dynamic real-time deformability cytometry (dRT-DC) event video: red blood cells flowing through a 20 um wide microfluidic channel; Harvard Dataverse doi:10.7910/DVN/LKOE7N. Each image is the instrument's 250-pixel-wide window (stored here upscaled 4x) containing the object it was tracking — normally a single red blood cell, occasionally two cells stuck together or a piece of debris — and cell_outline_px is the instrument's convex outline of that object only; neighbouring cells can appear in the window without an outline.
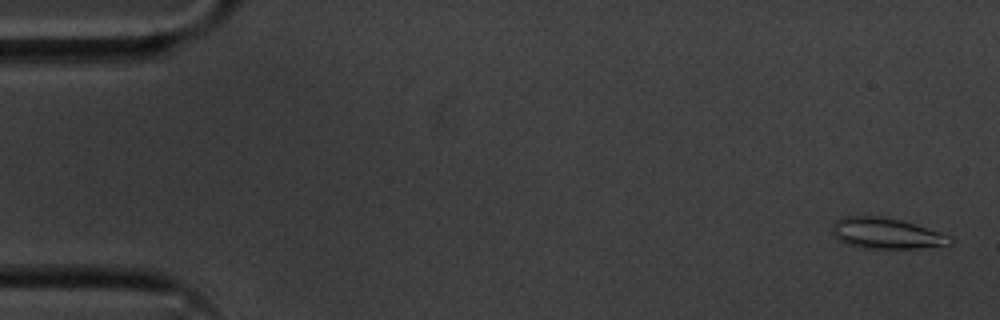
{"species": "common noctule bat (a hibernating species)", "species_latin": "Nyctalus noctula", "temperature_condition": "cold", "stored_images_in_passage": 56, "camera_frame_rate_fps": 3000, "um_per_image_px": 0.085, "animal": {"sex": "male", "body_mass_g": 20.1, "forearm_length_mm": 53.5}, "frame": {"image": 1, "passage_image": 2, "time_ms": 0.333, "image_size_px": [1000, 320], "cell_outline_px": [[956, 240], [952, 244], [920, 248], [860, 248], [848, 244], [832, 236], [832, 224], [836, 220], [844, 216], [884, 216], [916, 224], [952, 236]], "centroid_in_image_um": [75.35, 19.83], "position_along_channel_um": 9.6, "area_um2": 21.44}}
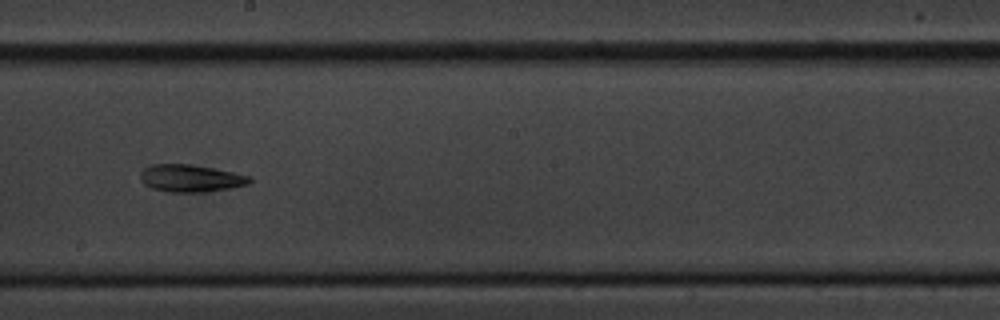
{"frame": {"image": 2, "passage_image": 31, "time_ms": 10.0, "image_size_px": [1000, 320], "cell_outline_px": [[252, 180], [248, 184], [232, 188], [204, 192], [168, 192], [152, 188], [144, 184], [140, 180], [140, 172], [144, 168], [152, 164], [188, 164], [212, 168], [252, 176]], "centroid_in_image_um": [16.2, 15.16], "position_along_channel_um": 232.0, "area_um2": 17.46}}
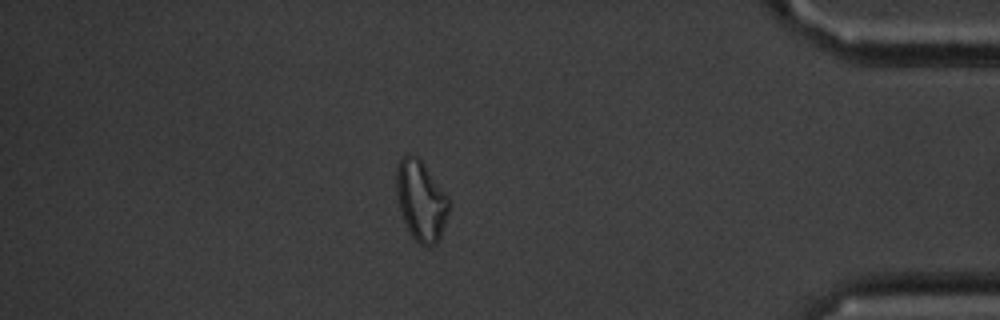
{"frame": {"image": 3, "passage_image": 48, "time_ms": 15.667, "image_size_px": [1000, 320], "cell_outline_px": [[448, 212], [440, 240], [436, 244], [428, 248], [420, 244], [412, 236], [404, 220], [400, 208], [396, 192], [396, 168], [400, 160], [408, 152], [416, 156], [424, 164], [444, 192], [448, 200]], "centroid_in_image_um": [35.77, 17.07], "position_along_channel_um": 399.4, "area_um2": 24.22}}